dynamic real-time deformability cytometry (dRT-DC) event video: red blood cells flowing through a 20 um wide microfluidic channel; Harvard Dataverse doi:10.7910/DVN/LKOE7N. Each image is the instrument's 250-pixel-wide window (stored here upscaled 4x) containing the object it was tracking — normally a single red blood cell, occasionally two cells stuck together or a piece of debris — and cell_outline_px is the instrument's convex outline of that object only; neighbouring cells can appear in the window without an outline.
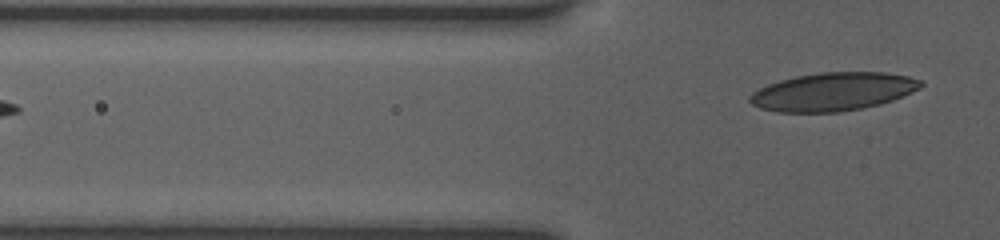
{"species": "human", "species_latin": "Homo sapiens", "temperature_condition": "room temperature", "stored_images_in_passage": 6, "segment_of_instrument_passage": [2, 2], "camera_frame_rate_fps": 3000, "um_per_image_px": 0.085, "donor": {"sex": "female"}, "frame": {"image": 1, "passage_image": 6, "time_ms": 4.0, "image_size_px": [1000, 240], "cell_outline_px": [[924, 84], [920, 88], [892, 100], [880, 104], [840, 112], [776, 112], [760, 108], [752, 104], [748, 100], [748, 96], [752, 92], [768, 84], [780, 80], [796, 76], [820, 72], [888, 72], [908, 76], [920, 80]], "centroid_in_image_um": [70.78, 7.79], "position_along_channel_um": 55.0, "area_um2": 38.09}}